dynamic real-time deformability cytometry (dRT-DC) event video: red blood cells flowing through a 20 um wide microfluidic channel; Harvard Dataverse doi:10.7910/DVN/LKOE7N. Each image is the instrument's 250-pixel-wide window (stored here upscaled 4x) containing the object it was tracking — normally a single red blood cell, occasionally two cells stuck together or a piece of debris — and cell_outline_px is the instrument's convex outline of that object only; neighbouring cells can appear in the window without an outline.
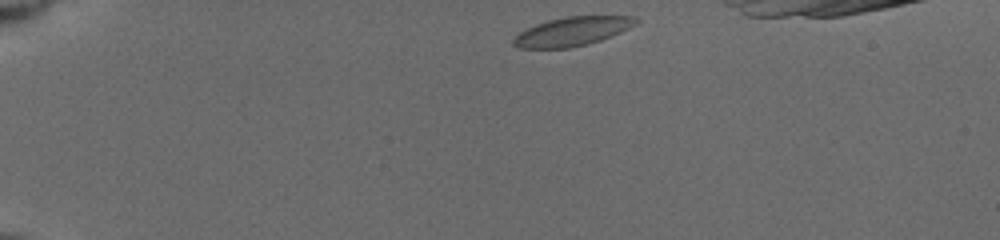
{"species": "common noctule bat (a hibernating species)", "species_latin": "Nyctalus noctula", "temperature_condition": "cold", "stored_images_in_passage": 35, "camera_frame_rate_fps": 3000, "um_per_image_px": 0.085, "animal": {"sex": "female", "body_mass_g": 19.5, "forearm_length_mm": 54.1}, "frame": {"image": 1, "passage_image": 1, "time_ms": 0.0, "image_size_px": [1000, 240], "cell_outline_px": [[640, 20], [636, 24], [620, 32], [600, 40], [588, 44], [572, 48], [520, 48], [512, 44], [512, 40], [520, 32], [536, 24], [548, 20], [564, 16], [636, 16]], "centroid_in_image_um": [48.65, 2.67], "position_along_channel_um": 36.4, "area_um2": 20.58}}
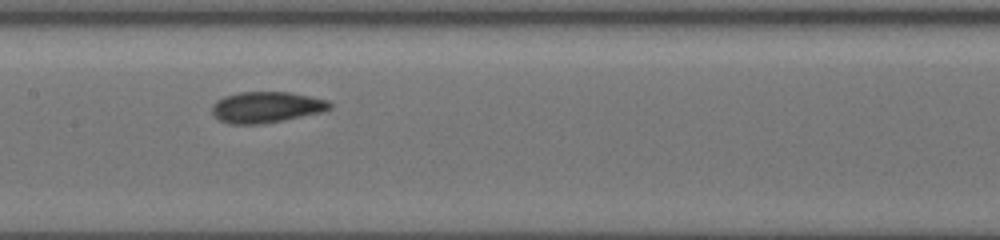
{"frame": {"image": 2, "passage_image": 16, "time_ms": 5.667, "image_size_px": [1000, 240], "cell_outline_px": [[332, 108], [324, 112], [264, 124], [228, 124], [220, 120], [212, 112], [212, 104], [216, 100], [224, 96], [240, 92], [288, 92], [328, 100], [332, 104]], "centroid_in_image_um": [22.65, 9.12], "position_along_channel_um": 184.7, "area_um2": 21.44}}
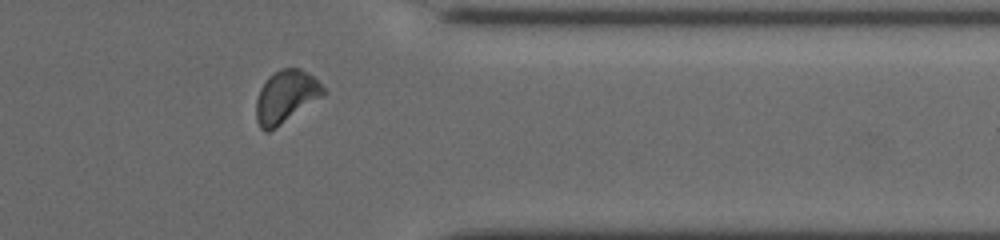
{"frame": {"image": 3, "passage_image": 29, "time_ms": 11.0, "image_size_px": [1000, 240], "cell_outline_px": [[324, 92], [320, 96], [280, 124], [268, 132], [264, 132], [260, 128], [256, 120], [256, 100], [260, 88], [268, 76], [280, 68], [300, 68], [308, 72], [324, 88]], "centroid_in_image_um": [24.22, 8.18], "position_along_channel_um": 387.2, "area_um2": 19.94}}